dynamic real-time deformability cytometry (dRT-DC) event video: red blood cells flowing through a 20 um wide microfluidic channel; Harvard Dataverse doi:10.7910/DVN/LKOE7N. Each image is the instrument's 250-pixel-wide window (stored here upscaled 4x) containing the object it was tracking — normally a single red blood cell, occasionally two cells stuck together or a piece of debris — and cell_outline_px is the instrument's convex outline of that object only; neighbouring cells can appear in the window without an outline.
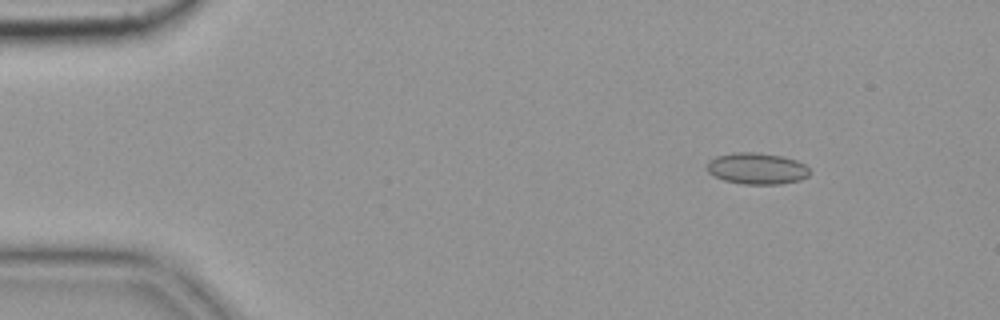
{"species": "common noctule bat (a hibernating species)", "species_latin": "Nyctalus noctula", "temperature_condition": "cold", "stored_images_in_passage": 10, "camera_frame_rate_fps": 3000, "um_per_image_px": 0.085, "animal": {"sex": "female", "body_mass_g": 19.9}, "frame": {"image": 1, "passage_image": 2, "time_ms": 0.333, "image_size_px": [1000, 320], "cell_outline_px": [[808, 176], [800, 180], [780, 184], [744, 184], [724, 180], [712, 176], [708, 172], [708, 160], [716, 156], [736, 152], [760, 152], [784, 156], [796, 160], [804, 164], [808, 168]], "centroid_in_image_um": [64.32, 14.31], "position_along_channel_um": 20.7, "area_um2": 18.9}}